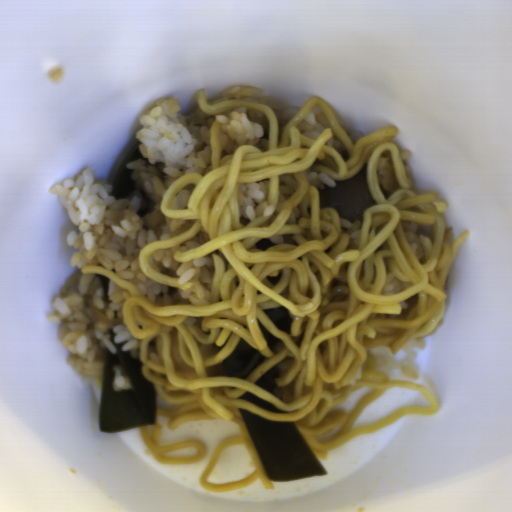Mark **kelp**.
I'll use <instances>...</instances> for the list:
<instances>
[{"label": "kelp", "instance_id": "obj_1", "mask_svg": "<svg viewBox=\"0 0 512 512\" xmlns=\"http://www.w3.org/2000/svg\"><path fill=\"white\" fill-rule=\"evenodd\" d=\"M115 353H106L99 403V430L104 433L125 431L157 420V391L145 377L143 362L115 344ZM119 365L131 380V389L114 392L113 368Z\"/></svg>", "mask_w": 512, "mask_h": 512}, {"label": "kelp", "instance_id": "obj_2", "mask_svg": "<svg viewBox=\"0 0 512 512\" xmlns=\"http://www.w3.org/2000/svg\"><path fill=\"white\" fill-rule=\"evenodd\" d=\"M268 480L288 481L327 475L293 421H270L238 409Z\"/></svg>", "mask_w": 512, "mask_h": 512}, {"label": "kelp", "instance_id": "obj_3", "mask_svg": "<svg viewBox=\"0 0 512 512\" xmlns=\"http://www.w3.org/2000/svg\"><path fill=\"white\" fill-rule=\"evenodd\" d=\"M142 142L137 141L136 145L122 160L119 170L113 180L112 193L118 200L128 197L134 192H138L141 199L140 207L137 211L138 215L146 216L152 212L156 206L155 201L146 189L138 185L133 180V169L127 168V165L137 160H144V156L140 149Z\"/></svg>", "mask_w": 512, "mask_h": 512}, {"label": "kelp", "instance_id": "obj_4", "mask_svg": "<svg viewBox=\"0 0 512 512\" xmlns=\"http://www.w3.org/2000/svg\"><path fill=\"white\" fill-rule=\"evenodd\" d=\"M263 362L260 350L254 348L249 341L240 339L232 352L222 361L221 368L229 375L245 379Z\"/></svg>", "mask_w": 512, "mask_h": 512}, {"label": "kelp", "instance_id": "obj_5", "mask_svg": "<svg viewBox=\"0 0 512 512\" xmlns=\"http://www.w3.org/2000/svg\"><path fill=\"white\" fill-rule=\"evenodd\" d=\"M280 378V372L277 366H273L262 374L255 382V386L267 392L268 394L282 399L284 395L283 388L277 386V380Z\"/></svg>", "mask_w": 512, "mask_h": 512}, {"label": "kelp", "instance_id": "obj_6", "mask_svg": "<svg viewBox=\"0 0 512 512\" xmlns=\"http://www.w3.org/2000/svg\"><path fill=\"white\" fill-rule=\"evenodd\" d=\"M265 314L271 323L276 326L283 333H292V325L294 318L291 313L285 307H274L269 309H263Z\"/></svg>", "mask_w": 512, "mask_h": 512}, {"label": "kelp", "instance_id": "obj_7", "mask_svg": "<svg viewBox=\"0 0 512 512\" xmlns=\"http://www.w3.org/2000/svg\"><path fill=\"white\" fill-rule=\"evenodd\" d=\"M239 400L252 403L255 406L259 407L260 409L274 413V414H281V413L287 412V411L282 410L275 404L263 399L262 397L254 394L250 391L239 396Z\"/></svg>", "mask_w": 512, "mask_h": 512}]
</instances>
